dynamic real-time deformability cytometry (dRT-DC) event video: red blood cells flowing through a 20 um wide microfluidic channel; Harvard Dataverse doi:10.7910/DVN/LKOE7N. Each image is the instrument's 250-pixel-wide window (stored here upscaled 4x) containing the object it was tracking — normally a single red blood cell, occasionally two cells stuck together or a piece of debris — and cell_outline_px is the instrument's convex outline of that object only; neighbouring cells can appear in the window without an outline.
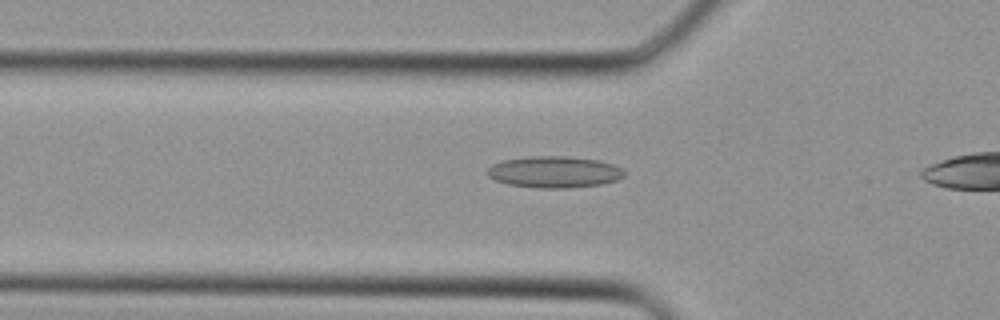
{"species": "Egyptian fruit bat (a non-hibernating species)", "species_latin": "Rousettus aegyptiacus", "temperature_condition": "cold", "stored_images_in_passage": 8, "camera_frame_rate_fps": 3000, "um_per_image_px": 0.085, "animal": {"sex": "female"}, "frame": {"image": 1, "passage_image": 7, "time_ms": 2.0, "image_size_px": [1000, 320], "cell_outline_px": [[624, 176], [616, 180], [600, 184], [568, 188], [536, 188], [508, 184], [496, 180], [488, 176], [488, 168], [492, 164], [504, 160], [528, 156], [564, 156], [600, 160], [612, 164], [620, 168], [624, 172]], "centroid_in_image_um": [47.1, 14.61], "position_along_channel_um": 78.7, "area_um2": 25.03}}